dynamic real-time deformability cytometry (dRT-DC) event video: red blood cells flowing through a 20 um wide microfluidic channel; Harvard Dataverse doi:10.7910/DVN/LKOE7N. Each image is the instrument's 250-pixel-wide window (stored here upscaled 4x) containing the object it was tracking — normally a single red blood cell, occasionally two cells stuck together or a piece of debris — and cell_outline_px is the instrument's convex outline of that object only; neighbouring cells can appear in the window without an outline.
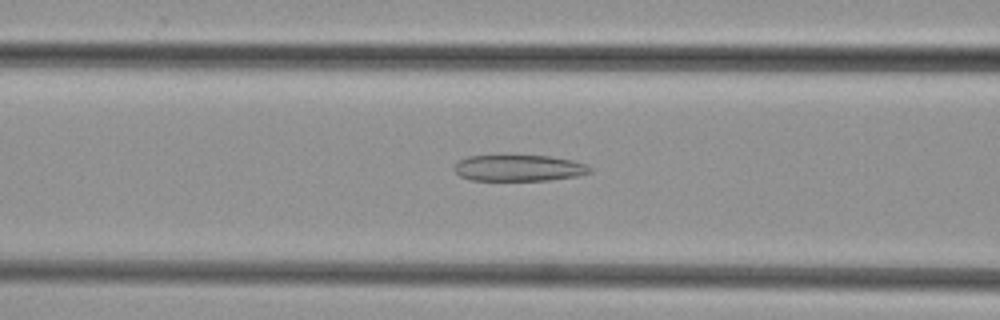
{"species": "common noctule bat (a hibernating species)", "species_latin": "Nyctalus noctula", "temperature_condition": "cold", "stored_images_in_passage": 48, "camera_frame_rate_fps": 3000, "um_per_image_px": 0.085, "animal": {"sex": "female", "body_mass_g": 29.2, "forearm_length_mm": 56.3}, "frame": {"image": 1, "passage_image": 19, "time_ms": 6.0, "image_size_px": [1000, 320], "cell_outline_px": [[592, 172], [576, 176], [548, 180], [472, 180], [460, 176], [452, 168], [460, 160], [468, 156], [552, 156], [572, 160], [584, 164], [592, 168]], "centroid_in_image_um": [44.11, 14.28], "position_along_channel_um": 122.5, "area_um2": 20.58}}
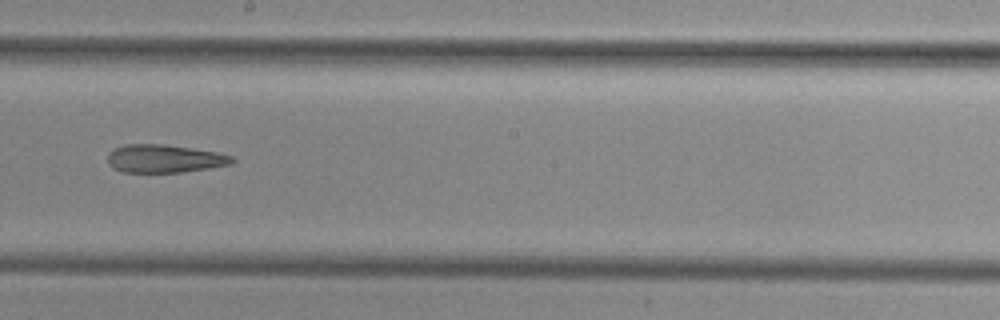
{"frame": {"image": 2, "passage_image": 27, "time_ms": 8.667, "image_size_px": [1000, 320], "cell_outline_px": [[236, 160], [232, 164], [208, 168], [180, 172], [120, 172], [112, 168], [108, 164], [108, 152], [124, 144], [164, 144], [192, 148], [216, 152], [232, 156]], "centroid_in_image_um": [13.95, 13.48], "position_along_channel_um": 234.2, "area_um2": 20.4}}
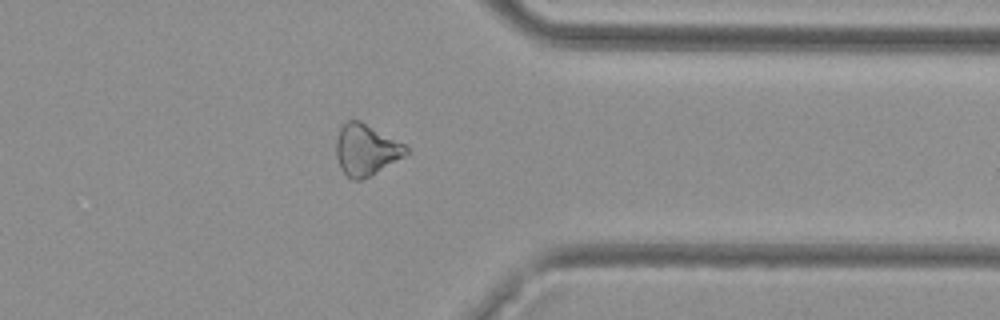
{"frame": {"image": 3, "passage_image": 38, "time_ms": 12.333, "image_size_px": [1000, 320], "cell_outline_px": [[408, 152], [372, 176], [360, 180], [352, 180], [340, 168], [336, 156], [336, 140], [340, 128], [348, 120], [360, 120], [404, 144], [408, 148]], "centroid_in_image_um": [31.08, 12.74], "position_along_channel_um": 380.3, "area_um2": 20.63}}